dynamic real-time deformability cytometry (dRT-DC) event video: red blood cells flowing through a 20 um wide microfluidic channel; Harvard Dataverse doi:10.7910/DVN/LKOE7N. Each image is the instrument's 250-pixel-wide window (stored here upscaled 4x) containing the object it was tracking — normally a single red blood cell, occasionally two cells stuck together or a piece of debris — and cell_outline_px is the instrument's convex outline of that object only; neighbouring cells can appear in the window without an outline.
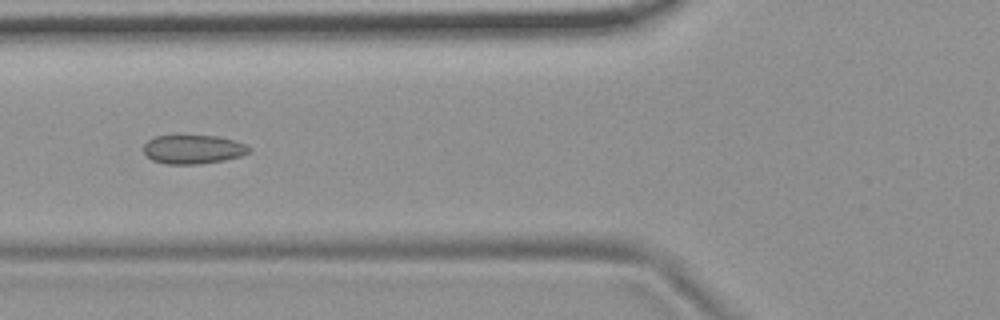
{"species": "common noctule bat (a hibernating species)", "species_latin": "Nyctalus noctula", "temperature_condition": "room temperature", "stored_images_in_passage": 8, "camera_frame_rate_fps": 3000, "um_per_image_px": 0.085, "animal": {"sex": "female", "body_mass_g": 19.9}, "frame": {"image": 1, "passage_image": 6, "time_ms": 1.667, "image_size_px": [1000, 320], "cell_outline_px": [[252, 148], [248, 152], [240, 156], [224, 160], [200, 164], [164, 164], [152, 160], [144, 152], [144, 144], [148, 140], [156, 136], [220, 136], [244, 144]], "centroid_in_image_um": [16.4, 12.7], "position_along_channel_um": 109.4, "area_um2": 17.63}}
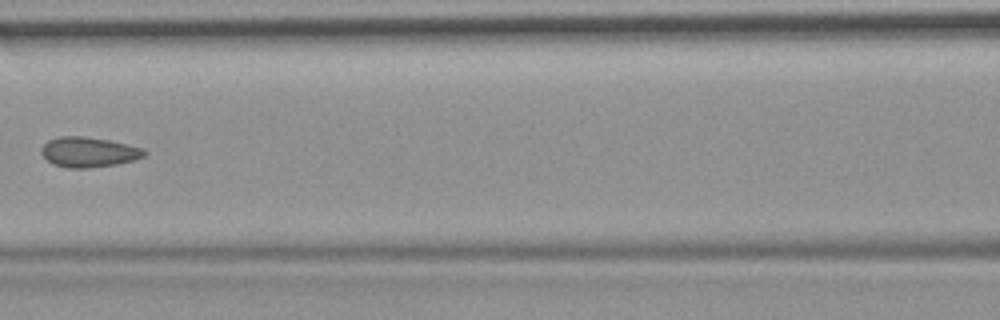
{"frame": {"image": 2, "passage_image": 7, "time_ms": 2.0, "image_size_px": [1000, 320], "cell_outline_px": [[148, 152], [144, 156], [132, 160], [116, 164], [88, 168], [68, 168], [52, 164], [40, 152], [40, 148], [48, 140], [60, 136], [84, 136], [108, 140], [144, 148]], "centroid_in_image_um": [7.52, 12.92], "position_along_channel_um": 159.1, "area_um2": 18.03}}